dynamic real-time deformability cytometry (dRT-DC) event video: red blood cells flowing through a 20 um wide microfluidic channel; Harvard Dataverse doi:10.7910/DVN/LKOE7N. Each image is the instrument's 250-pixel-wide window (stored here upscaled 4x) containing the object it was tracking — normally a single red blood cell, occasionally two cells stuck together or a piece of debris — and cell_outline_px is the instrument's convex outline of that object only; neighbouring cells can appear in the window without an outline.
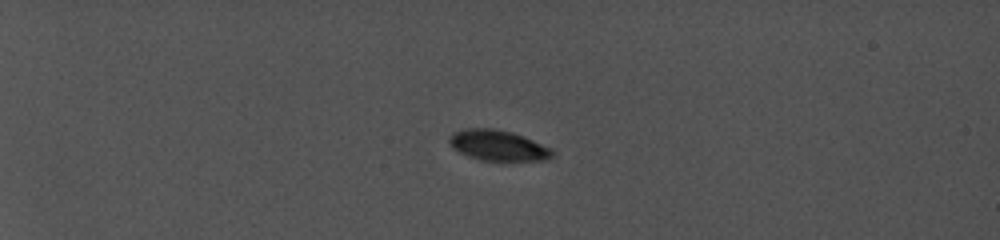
{"species": "common noctule bat (a hibernating species)", "species_latin": "Nyctalus noctula", "temperature_condition": "cold", "stored_images_in_passage": 47, "camera_frame_rate_fps": 5000, "um_per_image_px": 0.085, "animal": {"sex": "female", "body_mass_g": 19.0, "forearm_length_mm": 56.7}, "frame": {"image": 1, "passage_image": 1, "time_ms": 0.0, "image_size_px": [1000, 240], "cell_outline_px": [[556, 152], [548, 160], [500, 164], [480, 160], [468, 156], [452, 148], [448, 140], [448, 136], [452, 132], [464, 128], [492, 128], [512, 132], [524, 136], [552, 148]], "centroid_in_image_um": [42.37, 12.41], "position_along_channel_um": 42.6, "area_um2": 19.54}}
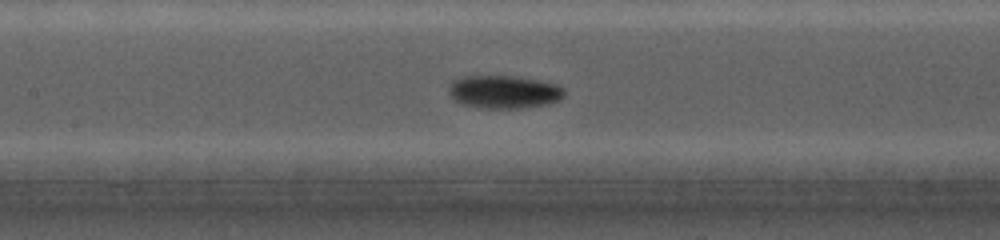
{"frame": {"image": 2, "passage_image": 24, "time_ms": 5.8, "image_size_px": [1000, 240], "cell_outline_px": [[564, 96], [560, 100], [548, 104], [524, 108], [484, 108], [464, 104], [456, 100], [448, 92], [448, 88], [452, 80], [460, 76], [512, 76], [540, 80], [556, 84], [564, 88]], "centroid_in_image_um": [42.85, 7.8], "position_along_channel_um": 164.5, "area_um2": 22.31}}
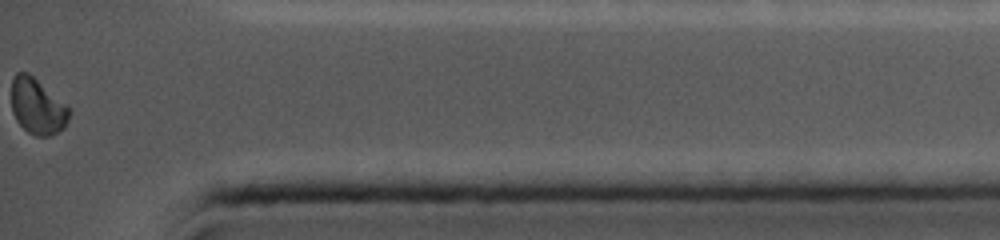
{"frame": {"image": 3, "passage_image": 47, "time_ms": 12.8, "image_size_px": [1000, 240], "cell_outline_px": [[72, 112], [64, 128], [52, 136], [36, 136], [28, 132], [16, 120], [12, 112], [12, 76], [16, 72], [28, 72], [64, 104]], "centroid_in_image_um": [3.16, 9.06], "position_along_channel_um": 432.0, "area_um2": 18.61}, "authors_computed_cell_mechanics": {"area_um2": 19.8832, "velocity_mm_per_s": 3.8959, "shape_relaxation_time_tau1_ms": 4.8042, "shape_relaxation_time_tau2_ms": null, "deformation_change_tau1": 0.1108, "deformation_change_tau2": null}}